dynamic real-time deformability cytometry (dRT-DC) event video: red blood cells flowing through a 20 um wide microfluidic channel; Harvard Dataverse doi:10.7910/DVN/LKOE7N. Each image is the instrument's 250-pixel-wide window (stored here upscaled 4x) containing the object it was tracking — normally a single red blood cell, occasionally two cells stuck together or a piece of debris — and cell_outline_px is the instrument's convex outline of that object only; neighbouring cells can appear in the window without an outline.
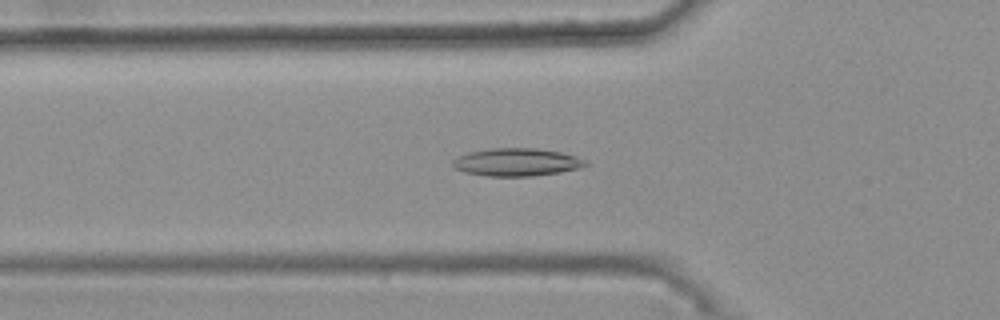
{"species": "common noctule bat (a hibernating species)", "species_latin": "Nyctalus noctula", "temperature_condition": "warm", "stored_images_in_passage": 47, "camera_frame_rate_fps": 3000, "um_per_image_px": 0.085, "animal": {"sex": "female", "body_mass_g": 25.1}, "frame": {"image": 1, "passage_image": 19, "time_ms": 6.0, "image_size_px": [1000, 320], "cell_outline_px": [[588, 164], [580, 168], [560, 172], [532, 176], [488, 176], [464, 172], [456, 168], [452, 164], [452, 160], [456, 156], [468, 152], [488, 148], [536, 148], [560, 152], [576, 156], [588, 160]], "centroid_in_image_um": [43.91, 13.77], "position_along_channel_um": 81.9, "area_um2": 21.68}}
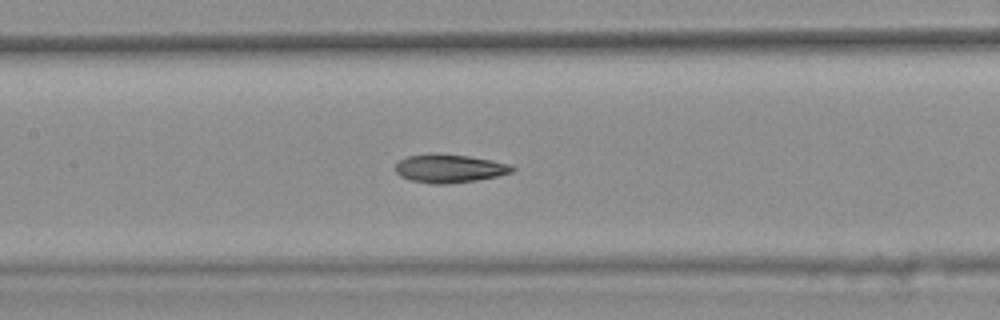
{"frame": {"image": 2, "passage_image": 26, "time_ms": 8.333, "image_size_px": [1000, 320], "cell_outline_px": [[516, 168], [512, 172], [496, 176], [476, 180], [444, 184], [432, 184], [412, 180], [400, 176], [396, 172], [396, 164], [400, 160], [408, 156], [468, 156], [492, 160], [512, 164]], "centroid_in_image_um": [38.26, 14.36], "position_along_channel_um": 169.1, "area_um2": 18.5}}
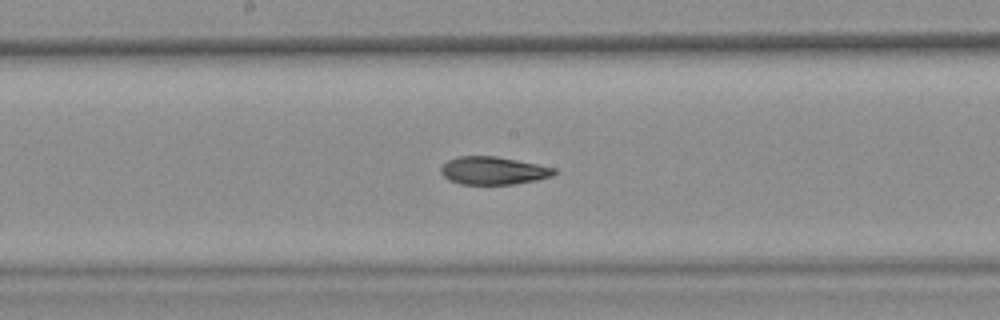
{"frame": {"image": 3, "passage_image": 29, "time_ms": 9.333, "image_size_px": [1000, 320], "cell_outline_px": [[556, 172], [552, 176], [536, 180], [512, 184], [460, 184], [448, 180], [440, 172], [440, 168], [448, 160], [456, 156], [496, 156], [556, 168]], "centroid_in_image_um": [41.89, 14.5], "position_along_channel_um": 206.3, "area_um2": 18.32}, "authors_computed_cell_mechanics": {"area_um2": 19.4208, "velocity_mm_per_s": 3.7195, "shape_relaxation_time_tau1_ms": null, "shape_relaxation_time_tau2_ms": 2.1227, "deformation_change_tau1": null, "deformation_change_tau2": 0.0857}}